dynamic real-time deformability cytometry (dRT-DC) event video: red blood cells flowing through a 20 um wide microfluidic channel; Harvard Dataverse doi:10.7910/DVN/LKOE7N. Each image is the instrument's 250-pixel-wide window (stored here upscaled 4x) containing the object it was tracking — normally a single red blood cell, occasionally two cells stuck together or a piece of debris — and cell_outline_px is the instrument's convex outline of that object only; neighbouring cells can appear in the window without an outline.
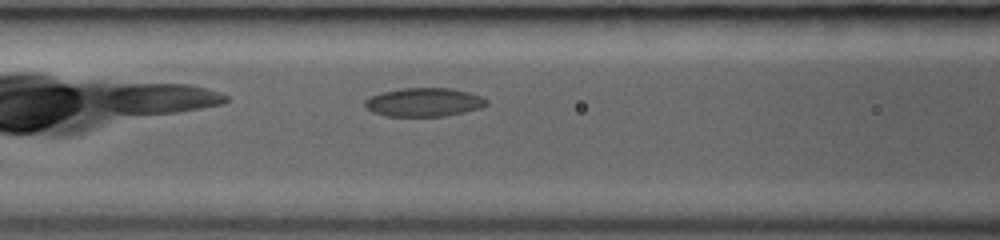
{"species": "common noctule bat (a hibernating species)", "species_latin": "Nyctalus noctula", "temperature_condition": "room temperature", "stored_images_in_passage": 6, "camera_frame_rate_fps": 3000, "um_per_image_px": 0.085, "animal": {"sex": "female", "body_mass_g": 19.0, "forearm_length_mm": 53.3}, "frame": {"image": 1, "passage_image": 5, "time_ms": 2.333, "image_size_px": [1000, 240], "cell_outline_px": [[488, 104], [480, 108], [464, 112], [444, 116], [384, 116], [372, 112], [364, 104], [364, 100], [368, 96], [384, 92], [404, 88], [448, 88], [468, 92], [480, 96], [488, 100]], "centroid_in_image_um": [36.02, 8.69], "position_along_channel_um": 130.6, "area_um2": 20.23}}